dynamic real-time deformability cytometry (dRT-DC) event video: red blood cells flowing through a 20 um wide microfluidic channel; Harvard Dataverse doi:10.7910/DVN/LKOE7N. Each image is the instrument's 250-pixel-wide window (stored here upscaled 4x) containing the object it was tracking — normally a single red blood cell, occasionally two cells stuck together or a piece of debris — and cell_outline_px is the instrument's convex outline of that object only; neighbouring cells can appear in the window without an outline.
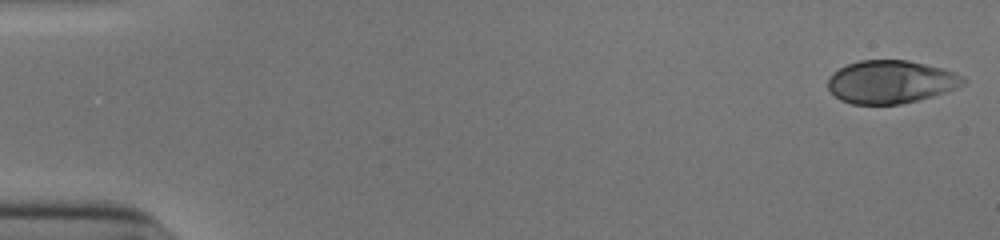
{"species": "human", "species_latin": "Homo sapiens", "temperature_condition": "cold", "stored_images_in_passage": 52, "camera_frame_rate_fps": 3000, "um_per_image_px": 0.085, "donor": {"sex": "male"}, "frame": {"image": 1, "passage_image": 1, "time_ms": 0.0, "image_size_px": [1000, 240], "cell_outline_px": [[968, 80], [964, 84], [956, 88], [932, 96], [900, 104], [852, 104], [840, 100], [828, 88], [828, 80], [832, 72], [848, 64], [860, 60], [908, 60], [956, 72], [964, 76]], "centroid_in_image_um": [75.72, 6.95], "position_along_channel_um": 9.3, "area_um2": 33.81}}
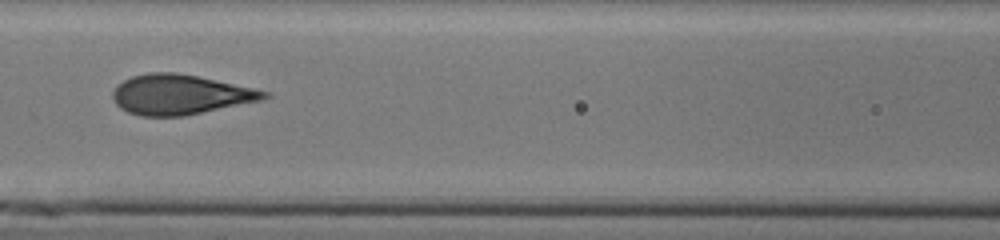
{"frame": {"image": 2, "passage_image": 24, "time_ms": 7.667, "image_size_px": [1000, 240], "cell_outline_px": [[272, 96], [264, 100], [184, 116], [140, 116], [128, 112], [120, 108], [112, 100], [112, 92], [124, 80], [132, 76], [148, 72], [176, 72], [196, 76], [252, 88], [268, 92]], "centroid_in_image_um": [15.31, 8.05], "position_along_channel_um": 151.3, "area_um2": 35.14}}
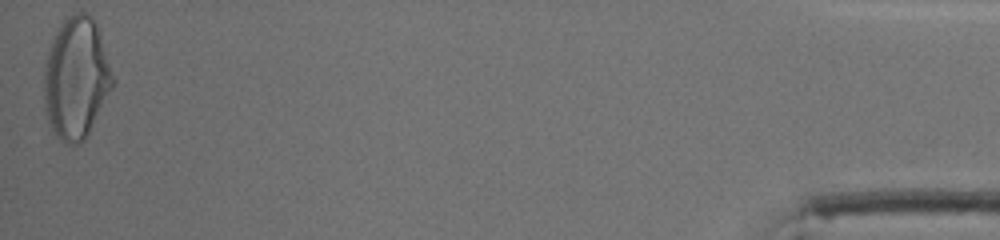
{"frame": {"image": 3, "passage_image": 52, "time_ms": 17.0, "image_size_px": [1000, 240], "cell_outline_px": [[116, 84], [84, 140], [80, 144], [64, 144], [56, 136], [48, 124], [44, 108], [44, 64], [48, 48], [56, 28], [68, 16], [76, 12], [88, 12], [92, 16], [96, 24], [116, 80]], "centroid_in_image_um": [6.47, 6.65], "position_along_channel_um": 428.7, "area_um2": 49.53}, "authors_computed_cell_mechanics": {"area_um2": 34.9979, "velocity_mm_per_s": 3.9181, "shape_relaxation_time_tau1_ms": 6.1716, "shape_relaxation_time_tau2_ms": null, "deformation_change_tau1": 0.2191, "deformation_change_tau2": null}}